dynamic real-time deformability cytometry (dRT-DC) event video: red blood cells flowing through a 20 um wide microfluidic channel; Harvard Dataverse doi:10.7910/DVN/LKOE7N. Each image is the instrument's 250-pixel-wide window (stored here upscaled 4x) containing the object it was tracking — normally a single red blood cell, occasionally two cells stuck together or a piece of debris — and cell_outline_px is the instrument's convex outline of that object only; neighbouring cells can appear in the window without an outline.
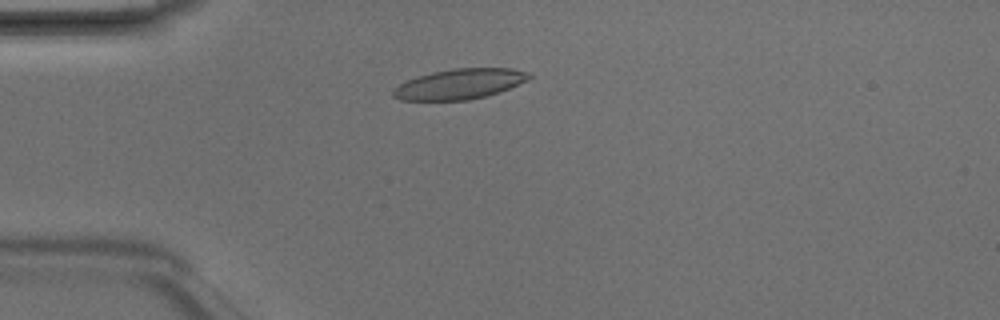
{"species": "Egyptian fruit bat (a non-hibernating species)", "species_latin": "Rousettus aegyptiacus", "temperature_condition": "room temperature", "stored_images_in_passage": 2, "camera_frame_rate_fps": 3000, "um_per_image_px": 0.085, "animal": {"sex": "male"}, "frame": {"image": 1, "passage_image": 1, "time_ms": 0.0, "image_size_px": [1000, 320], "cell_outline_px": [[532, 76], [528, 80], [500, 92], [488, 96], [468, 100], [400, 100], [392, 96], [392, 92], [400, 84], [416, 76], [432, 72], [452, 68], [512, 68], [532, 72]], "centroid_in_image_um": [39.12, 7.13], "position_along_channel_um": 45.9, "area_um2": 24.16}}